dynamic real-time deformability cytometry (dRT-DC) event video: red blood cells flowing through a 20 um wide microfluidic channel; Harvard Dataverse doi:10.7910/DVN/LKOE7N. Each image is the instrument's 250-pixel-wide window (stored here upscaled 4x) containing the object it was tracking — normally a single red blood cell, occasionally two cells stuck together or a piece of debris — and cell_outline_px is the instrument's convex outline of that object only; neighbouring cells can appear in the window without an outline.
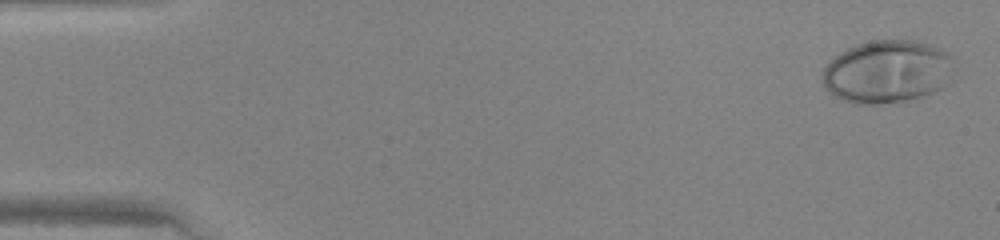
{"species": "human", "species_latin": "Homo sapiens", "temperature_condition": "warm", "stored_images_in_passage": 46, "camera_frame_rate_fps": 3000, "um_per_image_px": 0.085, "donor": {"sex": "female"}, "frame": {"image": 1, "passage_image": 1, "time_ms": 0.0, "image_size_px": [1000, 240], "cell_outline_px": [[956, 60], [952, 80], [948, 84], [924, 96], [908, 100], [880, 104], [852, 104], [832, 96], [824, 88], [820, 76], [824, 68], [840, 52], [856, 44], [872, 40], [916, 40], [932, 44], [948, 52]], "centroid_in_image_um": [75.45, 6.09], "position_along_channel_um": 9.5, "area_um2": 49.36}}
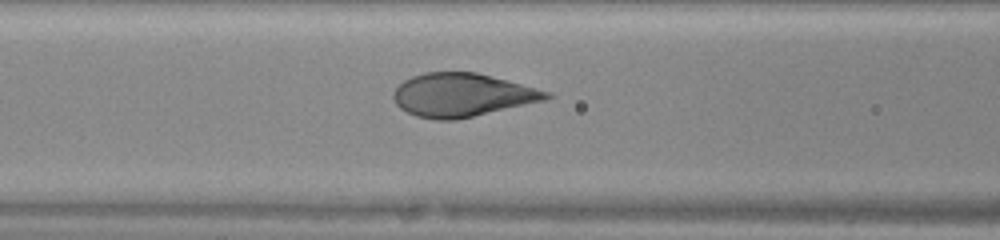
{"frame": {"image": 2, "passage_image": 19, "time_ms": 6.0, "image_size_px": [1000, 240], "cell_outline_px": [[552, 96], [544, 100], [456, 120], [436, 120], [416, 116], [400, 108], [396, 104], [392, 96], [392, 92], [404, 80], [412, 76], [424, 72], [476, 72], [552, 92]], "centroid_in_image_um": [39.25, 8.07], "position_along_channel_um": 127.4, "area_um2": 38.44}}
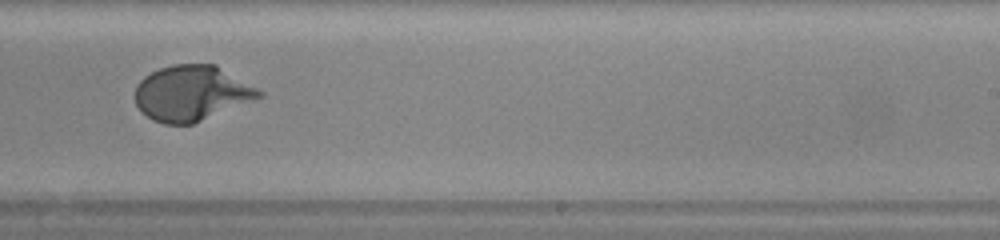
{"frame": {"image": 3, "passage_image": 29, "time_ms": 9.333, "image_size_px": [1000, 240], "cell_outline_px": [[264, 96], [192, 124], [164, 124], [152, 120], [136, 104], [136, 84], [144, 76], [160, 68], [172, 64], [216, 64], [264, 92]], "centroid_in_image_um": [16.3, 7.91], "position_along_channel_um": 272.7, "area_um2": 39.77}}